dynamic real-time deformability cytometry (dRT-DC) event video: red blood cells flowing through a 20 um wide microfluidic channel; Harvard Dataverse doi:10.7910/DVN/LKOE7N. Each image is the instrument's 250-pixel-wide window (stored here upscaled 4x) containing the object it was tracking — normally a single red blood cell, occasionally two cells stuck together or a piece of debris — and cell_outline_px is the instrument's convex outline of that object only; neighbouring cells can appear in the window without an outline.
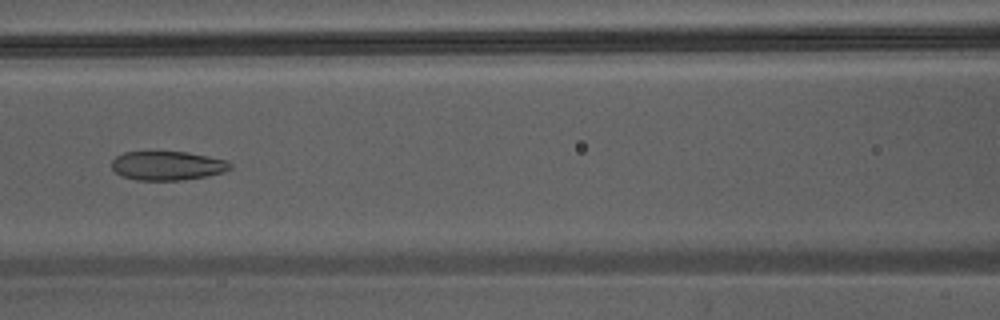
{"species": "Egyptian fruit bat (a non-hibernating species)", "species_latin": "Rousettus aegyptiacus", "temperature_condition": "warm", "stored_images_in_passage": 30, "camera_frame_rate_fps": 3000, "um_per_image_px": 0.085, "animal": {"sex": "male"}, "frame": {"image": 1, "passage_image": 6, "time_ms": 1.667, "image_size_px": [1000, 320], "cell_outline_px": [[232, 168], [224, 172], [208, 176], [184, 180], [136, 180], [124, 176], [116, 172], [112, 168], [112, 160], [116, 156], [124, 152], [188, 152], [228, 160], [232, 164]], "centroid_in_image_um": [14.28, 14.08], "position_along_channel_um": 152.3, "area_um2": 20.11}}
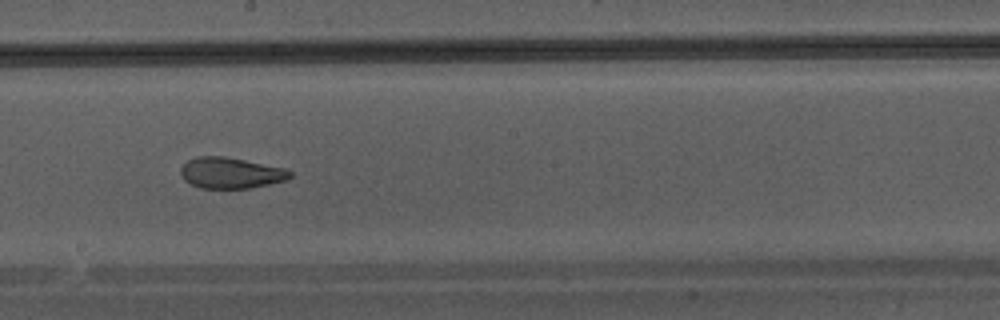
{"frame": {"image": 2, "passage_image": 11, "time_ms": 3.333, "image_size_px": [1000, 320], "cell_outline_px": [[292, 176], [288, 180], [248, 188], [200, 188], [184, 180], [180, 176], [180, 168], [188, 160], [196, 156], [224, 156], [284, 168], [292, 172]], "centroid_in_image_um": [19.59, 14.7], "position_along_channel_um": 228.6, "area_um2": 19.71}}
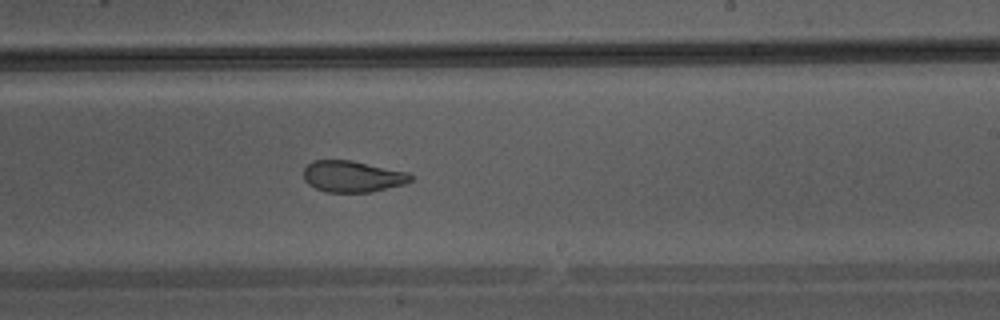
{"frame": {"image": 3, "passage_image": 13, "time_ms": 4.0, "image_size_px": [1000, 320], "cell_outline_px": [[412, 180], [404, 184], [372, 192], [328, 192], [316, 188], [308, 184], [304, 180], [304, 168], [312, 160], [352, 160], [408, 172], [412, 176]], "centroid_in_image_um": [29.96, 14.99], "position_along_channel_um": 259.0, "area_um2": 19.59}}